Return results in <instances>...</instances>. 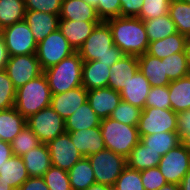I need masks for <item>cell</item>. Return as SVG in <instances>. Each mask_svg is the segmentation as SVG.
Instances as JSON below:
<instances>
[{
  "label": "cell",
  "mask_w": 190,
  "mask_h": 190,
  "mask_svg": "<svg viewBox=\"0 0 190 190\" xmlns=\"http://www.w3.org/2000/svg\"><path fill=\"white\" fill-rule=\"evenodd\" d=\"M113 188L114 190H144L141 171L126 167L117 178Z\"/></svg>",
  "instance_id": "obj_40"
},
{
  "label": "cell",
  "mask_w": 190,
  "mask_h": 190,
  "mask_svg": "<svg viewBox=\"0 0 190 190\" xmlns=\"http://www.w3.org/2000/svg\"><path fill=\"white\" fill-rule=\"evenodd\" d=\"M143 22L149 42L163 39L178 32L169 14L151 20H144Z\"/></svg>",
  "instance_id": "obj_33"
},
{
  "label": "cell",
  "mask_w": 190,
  "mask_h": 190,
  "mask_svg": "<svg viewBox=\"0 0 190 190\" xmlns=\"http://www.w3.org/2000/svg\"><path fill=\"white\" fill-rule=\"evenodd\" d=\"M40 144V140L26 125L11 142L12 154L21 157L25 153L29 152L32 148L37 147Z\"/></svg>",
  "instance_id": "obj_37"
},
{
  "label": "cell",
  "mask_w": 190,
  "mask_h": 190,
  "mask_svg": "<svg viewBox=\"0 0 190 190\" xmlns=\"http://www.w3.org/2000/svg\"><path fill=\"white\" fill-rule=\"evenodd\" d=\"M49 190H72L68 171L51 166L43 175Z\"/></svg>",
  "instance_id": "obj_39"
},
{
  "label": "cell",
  "mask_w": 190,
  "mask_h": 190,
  "mask_svg": "<svg viewBox=\"0 0 190 190\" xmlns=\"http://www.w3.org/2000/svg\"><path fill=\"white\" fill-rule=\"evenodd\" d=\"M88 159L92 165L96 183L112 187L127 167V161L124 156L118 155L107 148L88 156Z\"/></svg>",
  "instance_id": "obj_6"
},
{
  "label": "cell",
  "mask_w": 190,
  "mask_h": 190,
  "mask_svg": "<svg viewBox=\"0 0 190 190\" xmlns=\"http://www.w3.org/2000/svg\"><path fill=\"white\" fill-rule=\"evenodd\" d=\"M185 56H186V61H187V65L190 71V38H188V40L185 43Z\"/></svg>",
  "instance_id": "obj_55"
},
{
  "label": "cell",
  "mask_w": 190,
  "mask_h": 190,
  "mask_svg": "<svg viewBox=\"0 0 190 190\" xmlns=\"http://www.w3.org/2000/svg\"><path fill=\"white\" fill-rule=\"evenodd\" d=\"M86 190H114L112 186L101 184V183H93Z\"/></svg>",
  "instance_id": "obj_53"
},
{
  "label": "cell",
  "mask_w": 190,
  "mask_h": 190,
  "mask_svg": "<svg viewBox=\"0 0 190 190\" xmlns=\"http://www.w3.org/2000/svg\"><path fill=\"white\" fill-rule=\"evenodd\" d=\"M83 60L76 51L43 71L52 94H61L82 86Z\"/></svg>",
  "instance_id": "obj_4"
},
{
  "label": "cell",
  "mask_w": 190,
  "mask_h": 190,
  "mask_svg": "<svg viewBox=\"0 0 190 190\" xmlns=\"http://www.w3.org/2000/svg\"><path fill=\"white\" fill-rule=\"evenodd\" d=\"M24 20L38 43L58 29L60 17L58 14L26 10Z\"/></svg>",
  "instance_id": "obj_16"
},
{
  "label": "cell",
  "mask_w": 190,
  "mask_h": 190,
  "mask_svg": "<svg viewBox=\"0 0 190 190\" xmlns=\"http://www.w3.org/2000/svg\"><path fill=\"white\" fill-rule=\"evenodd\" d=\"M84 1L93 6L95 9L97 8L98 0H84Z\"/></svg>",
  "instance_id": "obj_58"
},
{
  "label": "cell",
  "mask_w": 190,
  "mask_h": 190,
  "mask_svg": "<svg viewBox=\"0 0 190 190\" xmlns=\"http://www.w3.org/2000/svg\"><path fill=\"white\" fill-rule=\"evenodd\" d=\"M3 29L0 27V38H2Z\"/></svg>",
  "instance_id": "obj_59"
},
{
  "label": "cell",
  "mask_w": 190,
  "mask_h": 190,
  "mask_svg": "<svg viewBox=\"0 0 190 190\" xmlns=\"http://www.w3.org/2000/svg\"><path fill=\"white\" fill-rule=\"evenodd\" d=\"M16 88L5 70L0 71V110L14 107Z\"/></svg>",
  "instance_id": "obj_42"
},
{
  "label": "cell",
  "mask_w": 190,
  "mask_h": 190,
  "mask_svg": "<svg viewBox=\"0 0 190 190\" xmlns=\"http://www.w3.org/2000/svg\"><path fill=\"white\" fill-rule=\"evenodd\" d=\"M181 1H183V2H186V3L190 4V0H181Z\"/></svg>",
  "instance_id": "obj_60"
},
{
  "label": "cell",
  "mask_w": 190,
  "mask_h": 190,
  "mask_svg": "<svg viewBox=\"0 0 190 190\" xmlns=\"http://www.w3.org/2000/svg\"><path fill=\"white\" fill-rule=\"evenodd\" d=\"M77 52L83 61L98 60L110 67L125 55L114 45L111 28L106 21L96 25Z\"/></svg>",
  "instance_id": "obj_2"
},
{
  "label": "cell",
  "mask_w": 190,
  "mask_h": 190,
  "mask_svg": "<svg viewBox=\"0 0 190 190\" xmlns=\"http://www.w3.org/2000/svg\"><path fill=\"white\" fill-rule=\"evenodd\" d=\"M52 93L44 73L16 89L15 109L26 119L49 107Z\"/></svg>",
  "instance_id": "obj_3"
},
{
  "label": "cell",
  "mask_w": 190,
  "mask_h": 190,
  "mask_svg": "<svg viewBox=\"0 0 190 190\" xmlns=\"http://www.w3.org/2000/svg\"><path fill=\"white\" fill-rule=\"evenodd\" d=\"M29 178L25 164L21 157L12 155L0 167V179H3L14 190L18 188Z\"/></svg>",
  "instance_id": "obj_30"
},
{
  "label": "cell",
  "mask_w": 190,
  "mask_h": 190,
  "mask_svg": "<svg viewBox=\"0 0 190 190\" xmlns=\"http://www.w3.org/2000/svg\"><path fill=\"white\" fill-rule=\"evenodd\" d=\"M187 40L186 35L177 32L163 39L149 42L146 53L153 57L164 59L171 54L184 52Z\"/></svg>",
  "instance_id": "obj_25"
},
{
  "label": "cell",
  "mask_w": 190,
  "mask_h": 190,
  "mask_svg": "<svg viewBox=\"0 0 190 190\" xmlns=\"http://www.w3.org/2000/svg\"><path fill=\"white\" fill-rule=\"evenodd\" d=\"M100 121L101 119L87 101L65 120V130L66 132H73L99 127Z\"/></svg>",
  "instance_id": "obj_28"
},
{
  "label": "cell",
  "mask_w": 190,
  "mask_h": 190,
  "mask_svg": "<svg viewBox=\"0 0 190 190\" xmlns=\"http://www.w3.org/2000/svg\"><path fill=\"white\" fill-rule=\"evenodd\" d=\"M140 137L163 132H177V113L171 109L144 108L138 123Z\"/></svg>",
  "instance_id": "obj_9"
},
{
  "label": "cell",
  "mask_w": 190,
  "mask_h": 190,
  "mask_svg": "<svg viewBox=\"0 0 190 190\" xmlns=\"http://www.w3.org/2000/svg\"><path fill=\"white\" fill-rule=\"evenodd\" d=\"M18 190H49L43 177H29Z\"/></svg>",
  "instance_id": "obj_48"
},
{
  "label": "cell",
  "mask_w": 190,
  "mask_h": 190,
  "mask_svg": "<svg viewBox=\"0 0 190 190\" xmlns=\"http://www.w3.org/2000/svg\"><path fill=\"white\" fill-rule=\"evenodd\" d=\"M141 180L144 190H158L167 183L158 167L142 170Z\"/></svg>",
  "instance_id": "obj_44"
},
{
  "label": "cell",
  "mask_w": 190,
  "mask_h": 190,
  "mask_svg": "<svg viewBox=\"0 0 190 190\" xmlns=\"http://www.w3.org/2000/svg\"><path fill=\"white\" fill-rule=\"evenodd\" d=\"M169 16L180 34L190 38V4L181 0H171Z\"/></svg>",
  "instance_id": "obj_35"
},
{
  "label": "cell",
  "mask_w": 190,
  "mask_h": 190,
  "mask_svg": "<svg viewBox=\"0 0 190 190\" xmlns=\"http://www.w3.org/2000/svg\"><path fill=\"white\" fill-rule=\"evenodd\" d=\"M140 142L163 156L181 143V137L177 132H163L142 136Z\"/></svg>",
  "instance_id": "obj_32"
},
{
  "label": "cell",
  "mask_w": 190,
  "mask_h": 190,
  "mask_svg": "<svg viewBox=\"0 0 190 190\" xmlns=\"http://www.w3.org/2000/svg\"><path fill=\"white\" fill-rule=\"evenodd\" d=\"M9 60V54L3 38H0V71L5 70V66Z\"/></svg>",
  "instance_id": "obj_51"
},
{
  "label": "cell",
  "mask_w": 190,
  "mask_h": 190,
  "mask_svg": "<svg viewBox=\"0 0 190 190\" xmlns=\"http://www.w3.org/2000/svg\"><path fill=\"white\" fill-rule=\"evenodd\" d=\"M171 110L175 113L190 109V74L168 85Z\"/></svg>",
  "instance_id": "obj_27"
},
{
  "label": "cell",
  "mask_w": 190,
  "mask_h": 190,
  "mask_svg": "<svg viewBox=\"0 0 190 190\" xmlns=\"http://www.w3.org/2000/svg\"><path fill=\"white\" fill-rule=\"evenodd\" d=\"M63 0H24L25 9L60 14Z\"/></svg>",
  "instance_id": "obj_45"
},
{
  "label": "cell",
  "mask_w": 190,
  "mask_h": 190,
  "mask_svg": "<svg viewBox=\"0 0 190 190\" xmlns=\"http://www.w3.org/2000/svg\"><path fill=\"white\" fill-rule=\"evenodd\" d=\"M158 190H180L178 184L166 183L164 186L160 187Z\"/></svg>",
  "instance_id": "obj_56"
},
{
  "label": "cell",
  "mask_w": 190,
  "mask_h": 190,
  "mask_svg": "<svg viewBox=\"0 0 190 190\" xmlns=\"http://www.w3.org/2000/svg\"><path fill=\"white\" fill-rule=\"evenodd\" d=\"M179 186H180V190H190V169L181 180V183L179 184Z\"/></svg>",
  "instance_id": "obj_52"
},
{
  "label": "cell",
  "mask_w": 190,
  "mask_h": 190,
  "mask_svg": "<svg viewBox=\"0 0 190 190\" xmlns=\"http://www.w3.org/2000/svg\"><path fill=\"white\" fill-rule=\"evenodd\" d=\"M68 133L72 143L83 157H88L106 148L100 126Z\"/></svg>",
  "instance_id": "obj_17"
},
{
  "label": "cell",
  "mask_w": 190,
  "mask_h": 190,
  "mask_svg": "<svg viewBox=\"0 0 190 190\" xmlns=\"http://www.w3.org/2000/svg\"><path fill=\"white\" fill-rule=\"evenodd\" d=\"M171 0H144L138 16L142 21L169 14Z\"/></svg>",
  "instance_id": "obj_41"
},
{
  "label": "cell",
  "mask_w": 190,
  "mask_h": 190,
  "mask_svg": "<svg viewBox=\"0 0 190 190\" xmlns=\"http://www.w3.org/2000/svg\"><path fill=\"white\" fill-rule=\"evenodd\" d=\"M60 20L101 22L96 9L84 0H63Z\"/></svg>",
  "instance_id": "obj_22"
},
{
  "label": "cell",
  "mask_w": 190,
  "mask_h": 190,
  "mask_svg": "<svg viewBox=\"0 0 190 190\" xmlns=\"http://www.w3.org/2000/svg\"><path fill=\"white\" fill-rule=\"evenodd\" d=\"M2 38L9 56L36 54L38 43L25 20L3 28Z\"/></svg>",
  "instance_id": "obj_10"
},
{
  "label": "cell",
  "mask_w": 190,
  "mask_h": 190,
  "mask_svg": "<svg viewBox=\"0 0 190 190\" xmlns=\"http://www.w3.org/2000/svg\"><path fill=\"white\" fill-rule=\"evenodd\" d=\"M5 71L16 89L43 73L36 54L9 56Z\"/></svg>",
  "instance_id": "obj_12"
},
{
  "label": "cell",
  "mask_w": 190,
  "mask_h": 190,
  "mask_svg": "<svg viewBox=\"0 0 190 190\" xmlns=\"http://www.w3.org/2000/svg\"><path fill=\"white\" fill-rule=\"evenodd\" d=\"M105 147L125 158L140 142L138 126L126 125L110 117L100 121Z\"/></svg>",
  "instance_id": "obj_5"
},
{
  "label": "cell",
  "mask_w": 190,
  "mask_h": 190,
  "mask_svg": "<svg viewBox=\"0 0 190 190\" xmlns=\"http://www.w3.org/2000/svg\"><path fill=\"white\" fill-rule=\"evenodd\" d=\"M0 190H14V189L3 179H0Z\"/></svg>",
  "instance_id": "obj_57"
},
{
  "label": "cell",
  "mask_w": 190,
  "mask_h": 190,
  "mask_svg": "<svg viewBox=\"0 0 190 190\" xmlns=\"http://www.w3.org/2000/svg\"><path fill=\"white\" fill-rule=\"evenodd\" d=\"M190 132V109L177 113V133L182 137Z\"/></svg>",
  "instance_id": "obj_49"
},
{
  "label": "cell",
  "mask_w": 190,
  "mask_h": 190,
  "mask_svg": "<svg viewBox=\"0 0 190 190\" xmlns=\"http://www.w3.org/2000/svg\"><path fill=\"white\" fill-rule=\"evenodd\" d=\"M158 168L167 183L179 185L190 169V152L180 143L161 157Z\"/></svg>",
  "instance_id": "obj_11"
},
{
  "label": "cell",
  "mask_w": 190,
  "mask_h": 190,
  "mask_svg": "<svg viewBox=\"0 0 190 190\" xmlns=\"http://www.w3.org/2000/svg\"><path fill=\"white\" fill-rule=\"evenodd\" d=\"M26 125V118L15 107L0 110V140L11 143Z\"/></svg>",
  "instance_id": "obj_26"
},
{
  "label": "cell",
  "mask_w": 190,
  "mask_h": 190,
  "mask_svg": "<svg viewBox=\"0 0 190 190\" xmlns=\"http://www.w3.org/2000/svg\"><path fill=\"white\" fill-rule=\"evenodd\" d=\"M139 70L137 56L124 55L110 67L108 87L120 91Z\"/></svg>",
  "instance_id": "obj_18"
},
{
  "label": "cell",
  "mask_w": 190,
  "mask_h": 190,
  "mask_svg": "<svg viewBox=\"0 0 190 190\" xmlns=\"http://www.w3.org/2000/svg\"><path fill=\"white\" fill-rule=\"evenodd\" d=\"M144 0H120L121 17H138Z\"/></svg>",
  "instance_id": "obj_47"
},
{
  "label": "cell",
  "mask_w": 190,
  "mask_h": 190,
  "mask_svg": "<svg viewBox=\"0 0 190 190\" xmlns=\"http://www.w3.org/2000/svg\"><path fill=\"white\" fill-rule=\"evenodd\" d=\"M52 166L69 171L72 166L83 158L72 143L70 135L65 132L47 143Z\"/></svg>",
  "instance_id": "obj_13"
},
{
  "label": "cell",
  "mask_w": 190,
  "mask_h": 190,
  "mask_svg": "<svg viewBox=\"0 0 190 190\" xmlns=\"http://www.w3.org/2000/svg\"><path fill=\"white\" fill-rule=\"evenodd\" d=\"M98 23L100 22L59 20L58 29L74 50L78 51Z\"/></svg>",
  "instance_id": "obj_20"
},
{
  "label": "cell",
  "mask_w": 190,
  "mask_h": 190,
  "mask_svg": "<svg viewBox=\"0 0 190 190\" xmlns=\"http://www.w3.org/2000/svg\"><path fill=\"white\" fill-rule=\"evenodd\" d=\"M161 157L158 152L139 142L126 158L127 167L138 171L158 167Z\"/></svg>",
  "instance_id": "obj_29"
},
{
  "label": "cell",
  "mask_w": 190,
  "mask_h": 190,
  "mask_svg": "<svg viewBox=\"0 0 190 190\" xmlns=\"http://www.w3.org/2000/svg\"><path fill=\"white\" fill-rule=\"evenodd\" d=\"M141 108L131 105L129 102L121 100L116 109L111 113L110 118L132 126H138L142 113Z\"/></svg>",
  "instance_id": "obj_38"
},
{
  "label": "cell",
  "mask_w": 190,
  "mask_h": 190,
  "mask_svg": "<svg viewBox=\"0 0 190 190\" xmlns=\"http://www.w3.org/2000/svg\"><path fill=\"white\" fill-rule=\"evenodd\" d=\"M162 62H164L165 73L171 81L190 74L185 52L171 54L170 56L162 59Z\"/></svg>",
  "instance_id": "obj_36"
},
{
  "label": "cell",
  "mask_w": 190,
  "mask_h": 190,
  "mask_svg": "<svg viewBox=\"0 0 190 190\" xmlns=\"http://www.w3.org/2000/svg\"><path fill=\"white\" fill-rule=\"evenodd\" d=\"M87 93L88 91L83 86H79L61 94H52L50 107L64 120H67L88 101Z\"/></svg>",
  "instance_id": "obj_14"
},
{
  "label": "cell",
  "mask_w": 190,
  "mask_h": 190,
  "mask_svg": "<svg viewBox=\"0 0 190 190\" xmlns=\"http://www.w3.org/2000/svg\"><path fill=\"white\" fill-rule=\"evenodd\" d=\"M171 109L168 86H151L145 108Z\"/></svg>",
  "instance_id": "obj_43"
},
{
  "label": "cell",
  "mask_w": 190,
  "mask_h": 190,
  "mask_svg": "<svg viewBox=\"0 0 190 190\" xmlns=\"http://www.w3.org/2000/svg\"><path fill=\"white\" fill-rule=\"evenodd\" d=\"M72 190H86L96 182L88 157H83L68 171Z\"/></svg>",
  "instance_id": "obj_31"
},
{
  "label": "cell",
  "mask_w": 190,
  "mask_h": 190,
  "mask_svg": "<svg viewBox=\"0 0 190 190\" xmlns=\"http://www.w3.org/2000/svg\"><path fill=\"white\" fill-rule=\"evenodd\" d=\"M24 0H0V27L3 29L25 19Z\"/></svg>",
  "instance_id": "obj_34"
},
{
  "label": "cell",
  "mask_w": 190,
  "mask_h": 190,
  "mask_svg": "<svg viewBox=\"0 0 190 190\" xmlns=\"http://www.w3.org/2000/svg\"><path fill=\"white\" fill-rule=\"evenodd\" d=\"M87 100L91 108L102 120L110 117L122 99L119 91H115L110 87H104L89 90Z\"/></svg>",
  "instance_id": "obj_15"
},
{
  "label": "cell",
  "mask_w": 190,
  "mask_h": 190,
  "mask_svg": "<svg viewBox=\"0 0 190 190\" xmlns=\"http://www.w3.org/2000/svg\"><path fill=\"white\" fill-rule=\"evenodd\" d=\"M75 52L61 31L57 29L45 39L38 42L36 57L38 58L41 69L44 71Z\"/></svg>",
  "instance_id": "obj_7"
},
{
  "label": "cell",
  "mask_w": 190,
  "mask_h": 190,
  "mask_svg": "<svg viewBox=\"0 0 190 190\" xmlns=\"http://www.w3.org/2000/svg\"><path fill=\"white\" fill-rule=\"evenodd\" d=\"M110 66L94 61H83L82 86L87 90L108 87Z\"/></svg>",
  "instance_id": "obj_21"
},
{
  "label": "cell",
  "mask_w": 190,
  "mask_h": 190,
  "mask_svg": "<svg viewBox=\"0 0 190 190\" xmlns=\"http://www.w3.org/2000/svg\"><path fill=\"white\" fill-rule=\"evenodd\" d=\"M139 70L149 80L151 86H168L171 80L165 73L162 59L153 57L146 52L137 57Z\"/></svg>",
  "instance_id": "obj_24"
},
{
  "label": "cell",
  "mask_w": 190,
  "mask_h": 190,
  "mask_svg": "<svg viewBox=\"0 0 190 190\" xmlns=\"http://www.w3.org/2000/svg\"><path fill=\"white\" fill-rule=\"evenodd\" d=\"M181 144L190 152V132L181 137Z\"/></svg>",
  "instance_id": "obj_54"
},
{
  "label": "cell",
  "mask_w": 190,
  "mask_h": 190,
  "mask_svg": "<svg viewBox=\"0 0 190 190\" xmlns=\"http://www.w3.org/2000/svg\"><path fill=\"white\" fill-rule=\"evenodd\" d=\"M11 143L0 140V167L12 156Z\"/></svg>",
  "instance_id": "obj_50"
},
{
  "label": "cell",
  "mask_w": 190,
  "mask_h": 190,
  "mask_svg": "<svg viewBox=\"0 0 190 190\" xmlns=\"http://www.w3.org/2000/svg\"><path fill=\"white\" fill-rule=\"evenodd\" d=\"M114 45L125 55L140 56L147 52L149 41L144 22L138 17H115L106 20Z\"/></svg>",
  "instance_id": "obj_1"
},
{
  "label": "cell",
  "mask_w": 190,
  "mask_h": 190,
  "mask_svg": "<svg viewBox=\"0 0 190 190\" xmlns=\"http://www.w3.org/2000/svg\"><path fill=\"white\" fill-rule=\"evenodd\" d=\"M26 124L40 142L45 144L66 132L65 120L50 106L29 116Z\"/></svg>",
  "instance_id": "obj_8"
},
{
  "label": "cell",
  "mask_w": 190,
  "mask_h": 190,
  "mask_svg": "<svg viewBox=\"0 0 190 190\" xmlns=\"http://www.w3.org/2000/svg\"><path fill=\"white\" fill-rule=\"evenodd\" d=\"M29 177H43L52 166L47 144L41 143L21 156Z\"/></svg>",
  "instance_id": "obj_23"
},
{
  "label": "cell",
  "mask_w": 190,
  "mask_h": 190,
  "mask_svg": "<svg viewBox=\"0 0 190 190\" xmlns=\"http://www.w3.org/2000/svg\"><path fill=\"white\" fill-rule=\"evenodd\" d=\"M150 88L149 80L138 70L119 92L122 100L144 109Z\"/></svg>",
  "instance_id": "obj_19"
},
{
  "label": "cell",
  "mask_w": 190,
  "mask_h": 190,
  "mask_svg": "<svg viewBox=\"0 0 190 190\" xmlns=\"http://www.w3.org/2000/svg\"><path fill=\"white\" fill-rule=\"evenodd\" d=\"M120 11V0H98L96 12L101 21L119 17Z\"/></svg>",
  "instance_id": "obj_46"
}]
</instances>
